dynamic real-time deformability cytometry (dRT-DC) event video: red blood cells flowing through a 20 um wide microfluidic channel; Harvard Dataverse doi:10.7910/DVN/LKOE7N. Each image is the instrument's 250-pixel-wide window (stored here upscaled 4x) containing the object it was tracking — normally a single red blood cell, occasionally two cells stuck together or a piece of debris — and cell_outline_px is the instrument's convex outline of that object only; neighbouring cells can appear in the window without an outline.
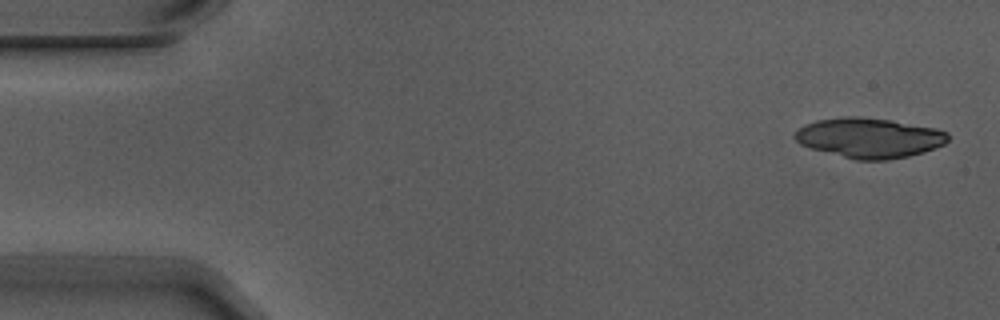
{"species": "Egyptian fruit bat (a non-hibernating species)", "species_latin": "Rousettus aegyptiacus", "temperature_condition": "warm", "stored_images_in_passage": 5, "camera_frame_rate_fps": 3000, "um_per_image_px": 0.085, "animal": {"sex": "male"}, "frame": {"image": 1, "passage_image": 1, "time_ms": 0.0, "image_size_px": [1000, 320], "cell_outline_px": [[948, 140], [944, 144], [924, 152], [908, 156], [884, 160], [856, 160], [812, 148], [800, 144], [792, 136], [804, 124], [816, 120], [840, 116], [860, 116], [892, 120], [936, 128], [948, 132]], "centroid_in_image_um": [73.89, 11.7], "position_along_channel_um": 11.1, "area_um2": 35.72}}